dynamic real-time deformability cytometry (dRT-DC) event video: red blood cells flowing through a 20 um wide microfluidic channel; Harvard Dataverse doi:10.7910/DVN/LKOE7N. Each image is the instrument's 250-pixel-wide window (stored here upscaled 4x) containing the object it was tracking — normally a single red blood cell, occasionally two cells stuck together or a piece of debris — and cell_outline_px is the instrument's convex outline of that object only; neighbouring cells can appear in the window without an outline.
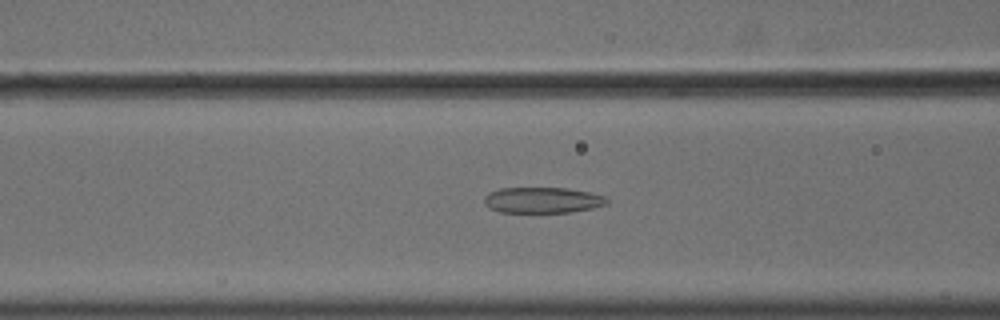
{"species": "common noctule bat (a hibernating species)", "species_latin": "Nyctalus noctula", "temperature_condition": "cold", "stored_images_in_passage": 49, "camera_frame_rate_fps": 3000, "um_per_image_px": 0.085, "animal": {"sex": "male", "body_mass_g": 18.8}, "frame": {"image": 1, "passage_image": 16, "time_ms": 5.0, "image_size_px": [1000, 320], "cell_outline_px": [[608, 204], [592, 208], [572, 212], [500, 212], [484, 204], [484, 196], [488, 192], [500, 188], [568, 188], [592, 192], [604, 196], [608, 200]], "centroid_in_image_um": [46.13, 17.0], "position_along_channel_um": 120.5, "area_um2": 18.55}}
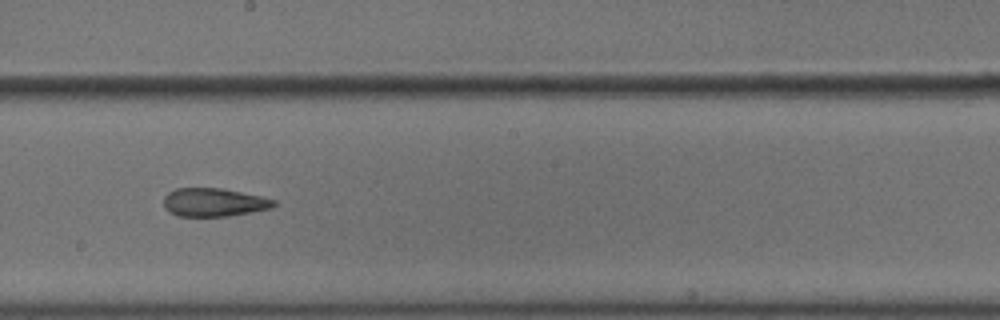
{"frame": {"image": 2, "passage_image": 25, "time_ms": 8.0, "image_size_px": [1000, 320], "cell_outline_px": [[280, 204], [272, 208], [228, 216], [180, 216], [164, 208], [164, 196], [168, 192], [176, 188], [224, 188], [260, 196], [276, 200]], "centroid_in_image_um": [18.22, 17.19], "position_along_channel_um": 230.0, "area_um2": 18.26}}
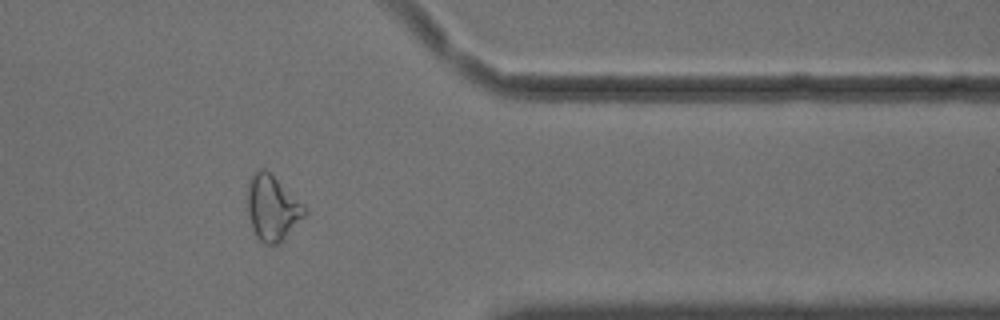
{"frame": {"image": 3, "passage_image": 39, "time_ms": 12.667, "image_size_px": [1000, 320], "cell_outline_px": [[308, 212], [284, 240], [280, 244], [264, 244], [256, 236], [252, 228], [248, 216], [248, 180], [260, 168], [264, 168], [304, 204]], "centroid_in_image_um": [23.16, 17.71], "position_along_channel_um": 388.2, "area_um2": 21.68}, "authors_computed_cell_mechanics": {"area_um2": 20.5768, "velocity_mm_per_s": 3.6361, "shape_relaxation_time_tau1_ms": null, "shape_relaxation_time_tau2_ms": 2.0775, "deformation_change_tau1": null, "deformation_change_tau2": 0.1135}}